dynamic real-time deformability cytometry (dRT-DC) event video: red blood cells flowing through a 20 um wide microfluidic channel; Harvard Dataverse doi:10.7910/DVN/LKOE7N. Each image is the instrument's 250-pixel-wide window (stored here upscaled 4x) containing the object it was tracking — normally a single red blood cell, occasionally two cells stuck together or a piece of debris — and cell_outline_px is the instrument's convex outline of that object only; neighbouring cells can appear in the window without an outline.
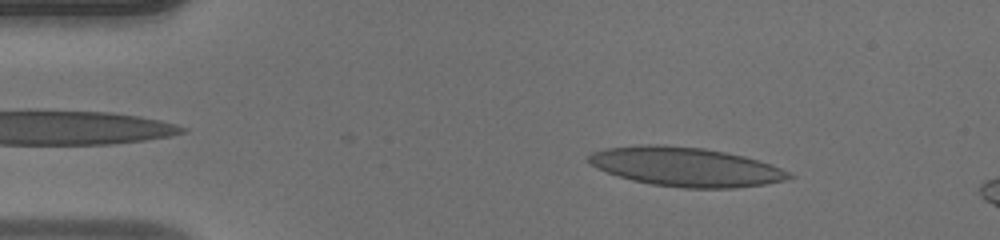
{"species": "human", "species_latin": "Homo sapiens", "temperature_condition": "warm", "stored_images_in_passage": 47, "camera_frame_rate_fps": 3000, "um_per_image_px": 0.085, "donor": {"sex": "male"}, "frame": {"image": 1, "passage_image": 6, "time_ms": 1.667, "image_size_px": [1000, 240], "cell_outline_px": [[796, 176], [784, 180], [764, 184], [736, 188], [684, 188], [652, 184], [632, 180], [596, 168], [584, 160], [592, 152], [604, 148], [640, 144], [664, 144], [704, 148], [744, 156], [772, 164], [792, 172]], "centroid_in_image_um": [58.28, 14.17], "position_along_channel_um": 26.7, "area_um2": 46.01}}
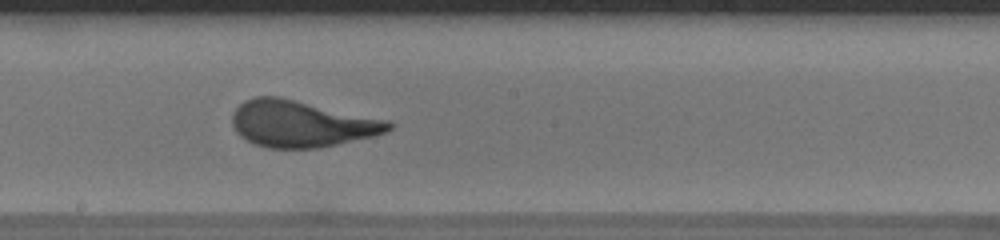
{"frame": {"image": 2, "passage_image": 25, "time_ms": 8.0, "image_size_px": [1000, 240], "cell_outline_px": [[396, 124], [392, 128], [384, 132], [372, 136], [320, 148], [268, 148], [256, 144], [240, 136], [236, 132], [232, 124], [232, 112], [244, 100], [252, 96], [280, 96], [388, 120]], "centroid_in_image_um": [25.6, 10.51], "position_along_channel_um": 222.6, "area_um2": 42.54}}
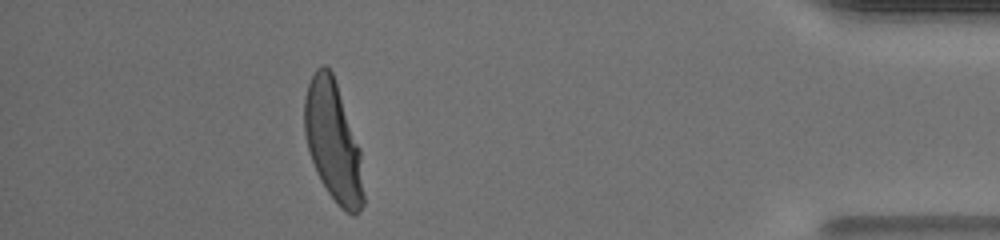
{"frame": {"image": 3, "passage_image": 42, "time_ms": 13.667, "image_size_px": [1000, 240], "cell_outline_px": [[364, 204], [360, 212], [356, 216], [352, 216], [344, 212], [336, 204], [320, 180], [316, 172], [308, 148], [304, 132], [304, 96], [308, 84], [316, 68], [320, 64], [324, 64], [332, 72], [360, 148], [364, 192]], "centroid_in_image_um": [28.32, 12.08], "position_along_channel_um": 406.9, "area_um2": 41.56}, "authors_computed_cell_mechanics": {"area_um2": 42.3674, "velocity_mm_per_s": 4.1441, "shape_relaxation_time_tau1_ms": 6.1328, "shape_relaxation_time_tau2_ms": null, "deformation_change_tau1": 0.2692, "deformation_change_tau2": null}}